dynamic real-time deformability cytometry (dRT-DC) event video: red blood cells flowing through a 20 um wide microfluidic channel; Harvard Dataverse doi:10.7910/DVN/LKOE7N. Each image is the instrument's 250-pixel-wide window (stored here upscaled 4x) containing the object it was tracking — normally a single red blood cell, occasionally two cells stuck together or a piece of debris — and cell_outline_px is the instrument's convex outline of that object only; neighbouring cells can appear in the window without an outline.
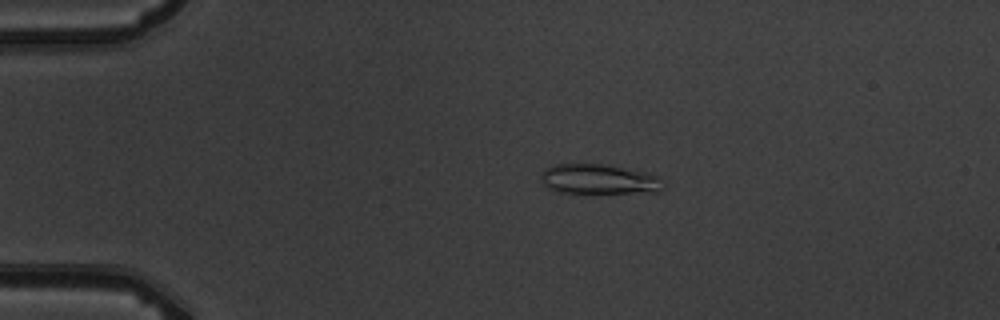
{"species": "common noctule bat (a hibernating species)", "species_latin": "Nyctalus noctula", "temperature_condition": "warm", "stored_images_in_passage": 4, "camera_frame_rate_fps": 3000, "um_per_image_px": 0.085, "animal": {"sex": "male", "body_mass_g": 19.5, "forearm_length_mm": 54.6}, "frame": {"image": 1, "passage_image": 4, "time_ms": 4.333, "image_size_px": [1000, 320], "cell_outline_px": [[664, 188], [660, 192], [556, 192], [548, 188], [540, 180], [540, 176], [544, 168], [556, 164], [604, 164], [648, 172], [664, 180]], "centroid_in_image_um": [50.92, 15.22], "position_along_channel_um": 34.1, "area_um2": 21.39}}